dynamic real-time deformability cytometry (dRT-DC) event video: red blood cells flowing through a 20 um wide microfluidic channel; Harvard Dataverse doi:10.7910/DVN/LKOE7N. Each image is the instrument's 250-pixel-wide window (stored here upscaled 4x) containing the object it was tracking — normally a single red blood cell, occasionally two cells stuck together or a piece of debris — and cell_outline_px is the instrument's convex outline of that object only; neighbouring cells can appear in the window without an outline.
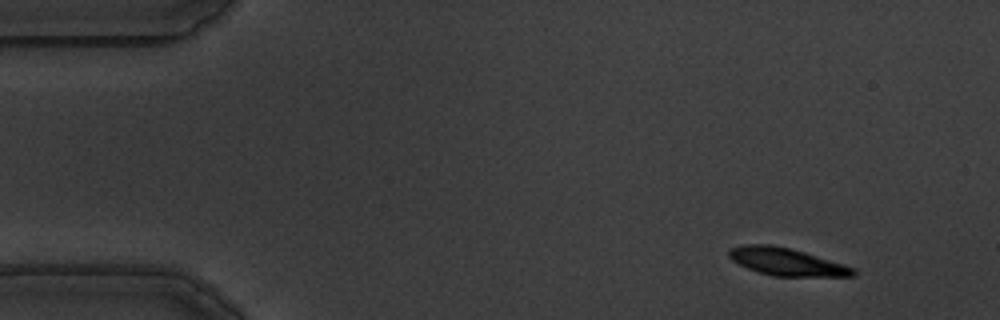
{"species": "common noctule bat (a hibernating species)", "species_latin": "Nyctalus noctula", "temperature_condition": "warm", "stored_images_in_passage": 53, "camera_frame_rate_fps": 3000, "um_per_image_px": 0.085, "animal": {"sex": "male", "body_mass_g": 19.5, "forearm_length_mm": 54.6}, "frame": {"image": 1, "passage_image": 1, "time_ms": 0.0, "image_size_px": [1000, 320], "cell_outline_px": [[856, 276], [772, 276], [756, 272], [732, 260], [728, 256], [728, 252], [732, 248], [740, 244], [772, 244], [804, 252], [844, 264], [856, 268]], "centroid_in_image_um": [66.86, 22.25], "position_along_channel_um": 18.1, "area_um2": 19.94}}
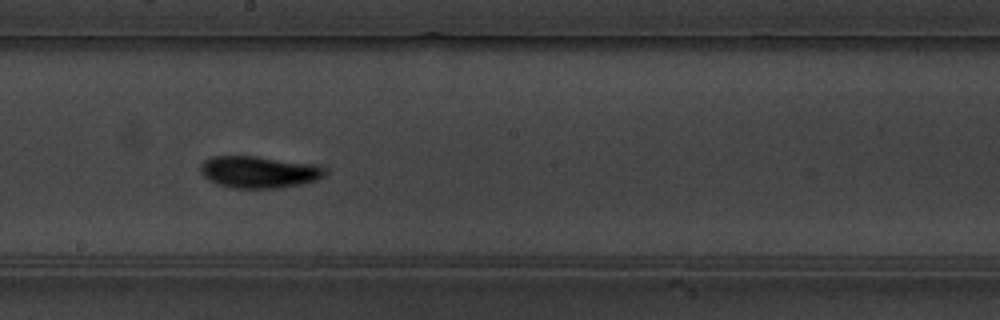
{"frame": {"image": 2, "passage_image": 27, "time_ms": 8.667, "image_size_px": [1000, 320], "cell_outline_px": [[324, 176], [316, 180], [300, 184], [280, 188], [232, 188], [216, 184], [208, 180], [200, 172], [200, 164], [204, 160], [212, 156], [256, 156], [320, 164], [324, 168]], "centroid_in_image_um": [21.99, 14.61], "position_along_channel_um": 226.2, "area_um2": 23.41}}
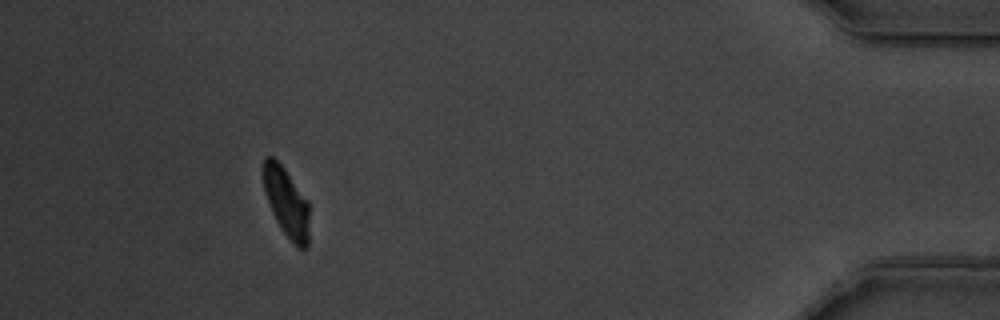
{"frame": {"image": 3, "passage_image": 48, "time_ms": 15.667, "image_size_px": [1000, 320], "cell_outline_px": [[308, 248], [296, 248], [280, 228], [272, 212], [264, 192], [260, 172], [264, 156], [272, 156], [284, 168], [308, 200]], "centroid_in_image_um": [24.3, 17.16], "position_along_channel_um": 410.9, "area_um2": 18.96}, "authors_computed_cell_mechanics": {"area_um2": 21.1548, "velocity_mm_per_s": 3.486, "shape_relaxation_time_tau1_ms": 3.436, "shape_relaxation_time_tau2_ms": 4.8047, "deformation_change_tau1": 0.1569, "deformation_change_tau2": 0.0962}}